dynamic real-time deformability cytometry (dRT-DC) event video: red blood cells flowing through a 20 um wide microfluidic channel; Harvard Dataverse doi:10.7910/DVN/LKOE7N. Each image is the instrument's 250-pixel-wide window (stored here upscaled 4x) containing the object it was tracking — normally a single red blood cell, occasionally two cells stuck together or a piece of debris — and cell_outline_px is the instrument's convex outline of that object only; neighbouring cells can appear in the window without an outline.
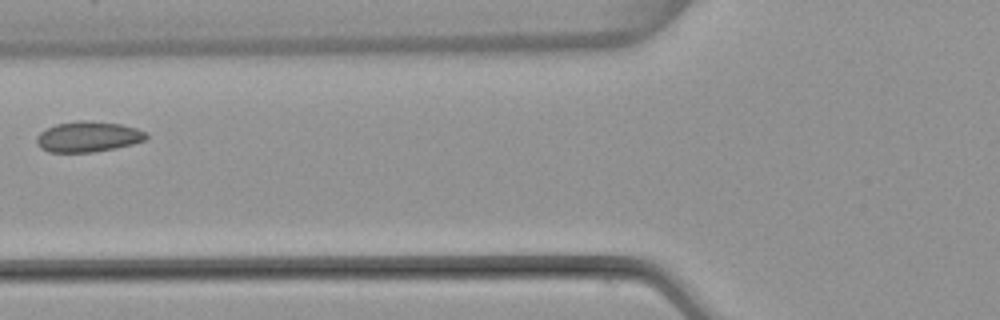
{"species": "common noctule bat (a hibernating species)", "species_latin": "Nyctalus noctula", "temperature_condition": "warm", "stored_images_in_passage": 5, "camera_frame_rate_fps": 3000, "um_per_image_px": 0.085, "animal": {"sex": "female", "body_mass_g": 22.7, "forearm_length_mm": 54.2}, "frame": {"image": 1, "passage_image": 4, "time_ms": 3.667, "image_size_px": [1000, 320], "cell_outline_px": [[148, 136], [144, 140], [132, 144], [116, 148], [92, 152], [48, 152], [40, 148], [36, 144], [36, 136], [40, 132], [56, 124], [80, 120], [84, 120], [120, 124], [136, 128], [148, 132]], "centroid_in_image_um": [7.47, 11.62], "position_along_channel_um": 118.3, "area_um2": 19.54}}
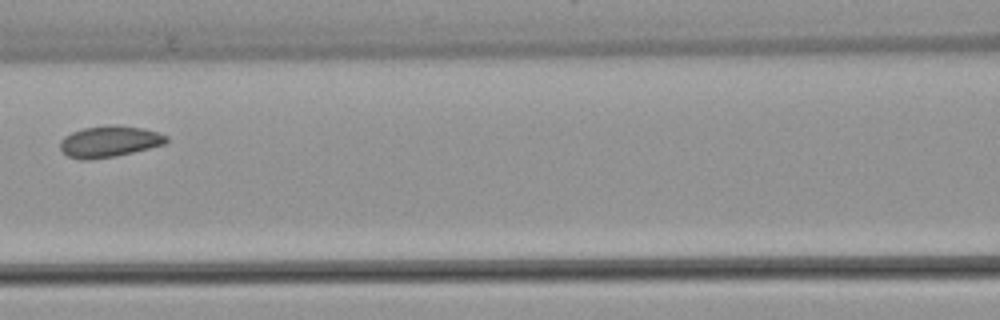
{"frame": {"image": 2, "passage_image": 5, "time_ms": 4.667, "image_size_px": [1000, 320], "cell_outline_px": [[168, 140], [164, 144], [116, 156], [92, 160], [80, 160], [68, 156], [60, 148], [60, 140], [64, 136], [72, 132], [84, 128], [112, 124], [144, 128], [168, 136]], "centroid_in_image_um": [9.27, 12.03], "position_along_channel_um": 157.3, "area_um2": 19.36}}